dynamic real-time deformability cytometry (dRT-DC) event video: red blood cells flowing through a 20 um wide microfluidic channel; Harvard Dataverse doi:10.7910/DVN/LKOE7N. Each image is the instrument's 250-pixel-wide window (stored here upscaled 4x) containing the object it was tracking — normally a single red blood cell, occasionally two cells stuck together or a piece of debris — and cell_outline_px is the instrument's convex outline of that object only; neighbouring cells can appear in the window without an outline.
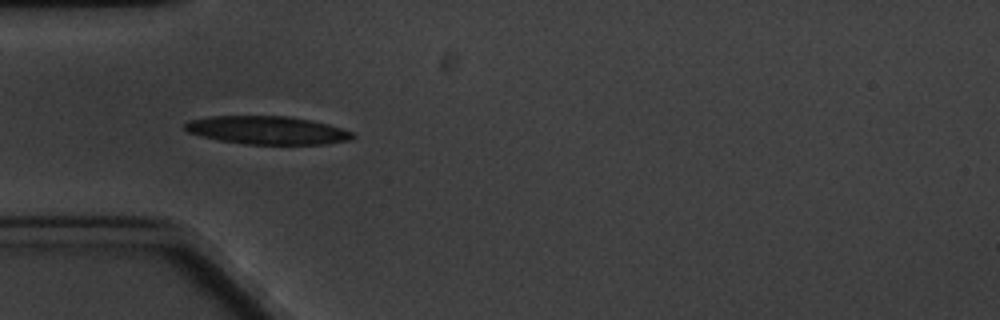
{"species": "common noctule bat (a hibernating species)", "species_latin": "Nyctalus noctula", "temperature_condition": "cold", "stored_images_in_passage": 6, "camera_frame_rate_fps": 3000, "um_per_image_px": 0.085, "animal": {"sex": "male", "body_mass_g": 20.1, "forearm_length_mm": 53.5}, "frame": {"image": 1, "passage_image": 5, "time_ms": 5.667, "image_size_px": [1000, 320], "cell_outline_px": [[356, 136], [352, 140], [324, 144], [244, 144], [220, 140], [200, 136], [188, 132], [184, 128], [184, 124], [188, 120], [212, 116], [288, 116], [312, 120], [328, 124], [352, 132]], "centroid_in_image_um": [22.72, 11.07], "position_along_channel_um": 62.3, "area_um2": 27.57}}